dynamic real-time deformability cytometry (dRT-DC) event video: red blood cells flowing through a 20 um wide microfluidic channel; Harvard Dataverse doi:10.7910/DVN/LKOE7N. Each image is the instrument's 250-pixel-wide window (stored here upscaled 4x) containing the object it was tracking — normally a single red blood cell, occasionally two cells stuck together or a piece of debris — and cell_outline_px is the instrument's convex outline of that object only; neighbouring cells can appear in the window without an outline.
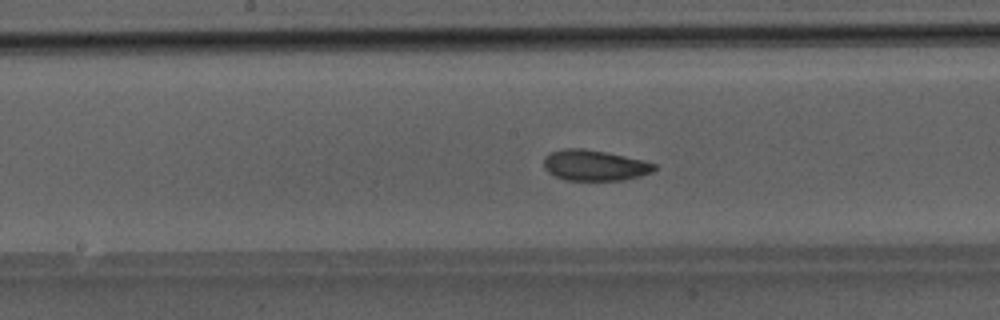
{"species": "Egyptian fruit bat (a non-hibernating species)", "species_latin": "Rousettus aegyptiacus", "temperature_condition": "room temperature", "stored_images_in_passage": 49, "camera_frame_rate_fps": 3000, "um_per_image_px": 0.085, "animal": {"sex": "male"}, "frame": {"image": 1, "passage_image": 26, "time_ms": 8.333, "image_size_px": [1000, 320], "cell_outline_px": [[656, 168], [652, 172], [624, 180], [564, 180], [548, 172], [544, 168], [544, 156], [552, 152], [564, 148], [584, 148], [624, 156], [656, 164]], "centroid_in_image_um": [50.5, 14.05], "position_along_channel_um": 197.7, "area_um2": 19.59}}
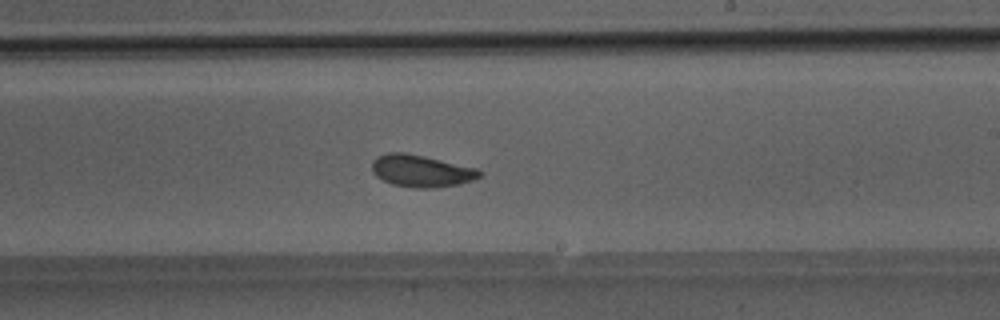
{"frame": {"image": 2, "passage_image": 30, "time_ms": 9.667, "image_size_px": [1000, 320], "cell_outline_px": [[484, 172], [480, 176], [472, 180], [460, 184], [428, 188], [416, 188], [392, 184], [376, 176], [372, 172], [372, 160], [376, 156], [388, 152], [408, 152], [476, 168]], "centroid_in_image_um": [35.78, 14.51], "position_along_channel_um": 253.2, "area_um2": 20.17}}
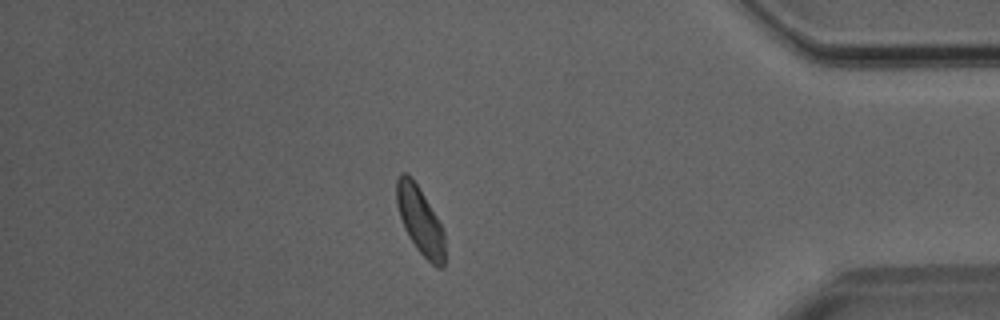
{"frame": {"image": 3, "passage_image": 43, "time_ms": 14.0, "image_size_px": [1000, 320], "cell_outline_px": [[444, 268], [436, 268], [416, 248], [408, 236], [404, 228], [396, 204], [396, 180], [400, 172], [404, 172], [416, 184], [436, 216], [444, 232]], "centroid_in_image_um": [35.69, 18.78], "position_along_channel_um": 399.5, "area_um2": 18.61}}